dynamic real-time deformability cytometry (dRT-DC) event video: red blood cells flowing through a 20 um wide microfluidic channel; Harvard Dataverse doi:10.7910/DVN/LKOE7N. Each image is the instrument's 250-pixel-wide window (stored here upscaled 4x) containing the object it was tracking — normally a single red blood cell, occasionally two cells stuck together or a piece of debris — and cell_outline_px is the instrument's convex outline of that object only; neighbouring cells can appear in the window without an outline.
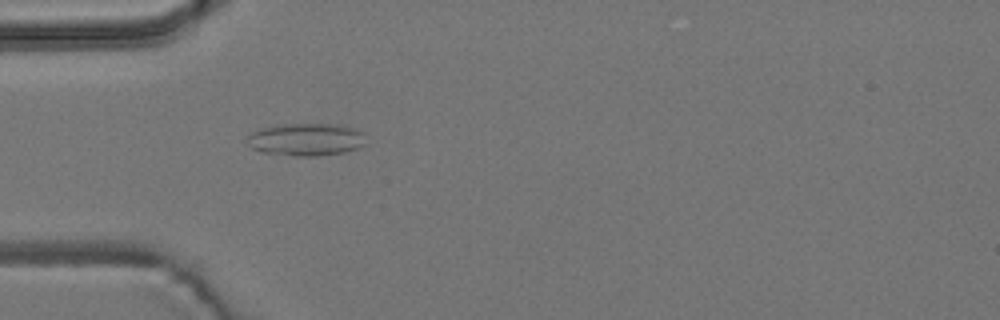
{"species": "common noctule bat (a hibernating species)", "species_latin": "Nyctalus noctula", "temperature_condition": "room temperature", "stored_images_in_passage": 1, "camera_frame_rate_fps": 3000, "um_per_image_px": 0.085, "animal": {"sex": "male", "body_mass_g": 19.2, "forearm_length_mm": 51.8}, "frame": {"image": 1, "passage_image": 1, "time_ms": 0.0, "image_size_px": [1000, 320], "cell_outline_px": [[368, 144], [344, 152], [316, 156], [292, 156], [260, 152], [252, 148], [248, 144], [248, 136], [252, 132], [260, 128], [276, 124], [336, 124], [356, 128], [364, 132]], "centroid_in_image_um": [26.04, 11.85], "position_along_channel_um": 59.0, "area_um2": 22.95}}